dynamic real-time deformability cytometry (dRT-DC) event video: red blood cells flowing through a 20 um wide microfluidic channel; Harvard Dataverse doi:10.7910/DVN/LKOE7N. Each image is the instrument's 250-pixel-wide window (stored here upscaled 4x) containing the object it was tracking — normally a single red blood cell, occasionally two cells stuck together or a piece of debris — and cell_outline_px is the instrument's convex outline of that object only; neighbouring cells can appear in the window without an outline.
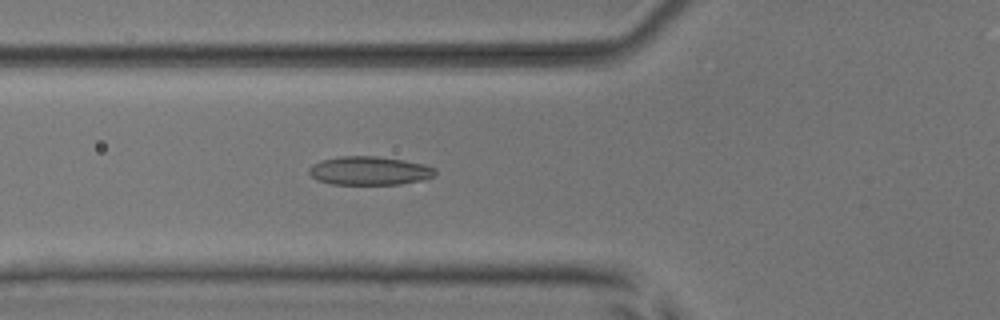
{"species": "common noctule bat (a hibernating species)", "species_latin": "Nyctalus noctula", "temperature_condition": "room temperature", "stored_images_in_passage": 5, "camera_frame_rate_fps": 3000, "um_per_image_px": 0.085, "animal": {"sex": "male", "body_mass_g": 17.9, "forearm_length_mm": 54.2}, "frame": {"image": 1, "passage_image": 5, "time_ms": 5.333, "image_size_px": [1000, 320], "cell_outline_px": [[436, 176], [424, 180], [400, 184], [332, 184], [316, 180], [308, 172], [308, 168], [312, 164], [320, 160], [340, 156], [376, 156], [404, 160], [424, 164], [436, 168]], "centroid_in_image_um": [31.41, 14.51], "position_along_channel_um": 94.4, "area_um2": 21.27}}